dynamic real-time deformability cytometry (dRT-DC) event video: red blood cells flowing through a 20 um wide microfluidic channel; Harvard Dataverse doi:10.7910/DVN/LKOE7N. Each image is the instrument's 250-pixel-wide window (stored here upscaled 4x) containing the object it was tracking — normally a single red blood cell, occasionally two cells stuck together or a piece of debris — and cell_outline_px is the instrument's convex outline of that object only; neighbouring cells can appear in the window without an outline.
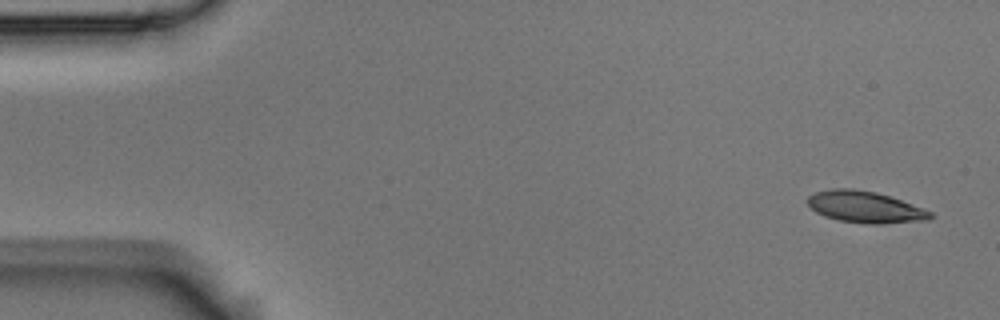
{"species": "Egyptian fruit bat (a non-hibernating species)", "species_latin": "Rousettus aegyptiacus", "temperature_condition": "room temperature", "stored_images_in_passage": 4, "camera_frame_rate_fps": 3000, "um_per_image_px": 0.085, "animal": {"sex": "male"}, "frame": {"image": 1, "passage_image": 1, "time_ms": 0.0, "image_size_px": [1000, 320], "cell_outline_px": [[936, 216], [928, 220], [880, 224], [864, 224], [840, 220], [824, 216], [816, 212], [808, 204], [808, 196], [816, 192], [832, 188], [852, 188], [876, 192], [924, 208], [932, 212]], "centroid_in_image_um": [73.56, 17.6], "position_along_channel_um": 11.4, "area_um2": 22.6}}
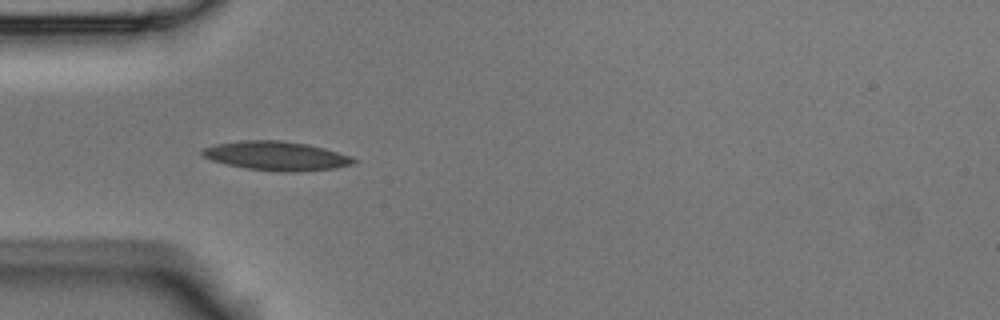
{"frame": {"image": 2, "passage_image": 3, "time_ms": 0.667, "image_size_px": [1000, 320], "cell_outline_px": [[356, 164], [336, 168], [296, 172], [280, 172], [248, 168], [228, 164], [212, 160], [204, 156], [200, 152], [204, 148], [216, 144], [240, 140], [280, 140], [308, 144], [324, 148], [352, 156], [356, 160]], "centroid_in_image_um": [23.55, 13.25], "position_along_channel_um": 61.5, "area_um2": 25.61}}
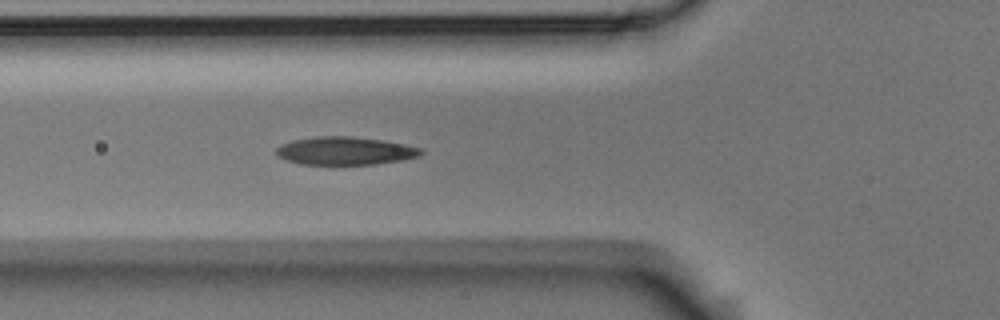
{"frame": {"image": 3, "passage_image": 4, "time_ms": 1.0, "image_size_px": [1000, 320], "cell_outline_px": [[424, 152], [420, 156], [400, 160], [376, 164], [300, 164], [288, 160], [280, 156], [276, 152], [276, 148], [280, 144], [292, 140], [316, 136], [352, 136], [384, 140], [404, 144], [420, 148]], "centroid_in_image_um": [29.34, 12.81], "position_along_channel_um": 96.5, "area_um2": 23.58}}